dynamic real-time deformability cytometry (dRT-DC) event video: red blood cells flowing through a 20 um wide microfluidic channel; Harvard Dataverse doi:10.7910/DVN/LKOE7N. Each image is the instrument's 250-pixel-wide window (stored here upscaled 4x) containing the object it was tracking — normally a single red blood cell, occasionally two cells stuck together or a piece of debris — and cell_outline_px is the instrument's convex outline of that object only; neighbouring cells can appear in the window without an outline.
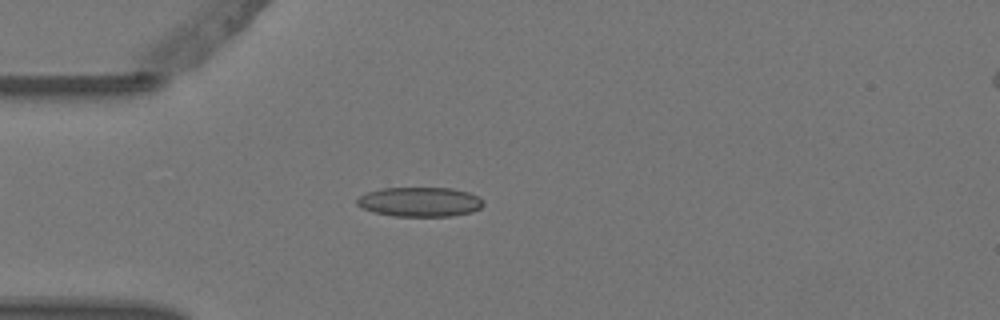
{"species": "Egyptian fruit bat (a non-hibernating species)", "species_latin": "Rousettus aegyptiacus", "temperature_condition": "warm", "stored_images_in_passage": 3, "camera_frame_rate_fps": 3000, "um_per_image_px": 0.085, "animal": {"sex": "female"}, "frame": {"image": 1, "passage_image": 3, "time_ms": 0.667, "image_size_px": [1000, 320], "cell_outline_px": [[484, 204], [480, 208], [472, 212], [452, 216], [392, 216], [372, 212], [356, 204], [356, 200], [360, 196], [368, 192], [380, 188], [452, 188], [468, 192], [480, 196], [484, 200]], "centroid_in_image_um": [35.72, 17.16], "position_along_channel_um": 49.3, "area_um2": 21.91}}